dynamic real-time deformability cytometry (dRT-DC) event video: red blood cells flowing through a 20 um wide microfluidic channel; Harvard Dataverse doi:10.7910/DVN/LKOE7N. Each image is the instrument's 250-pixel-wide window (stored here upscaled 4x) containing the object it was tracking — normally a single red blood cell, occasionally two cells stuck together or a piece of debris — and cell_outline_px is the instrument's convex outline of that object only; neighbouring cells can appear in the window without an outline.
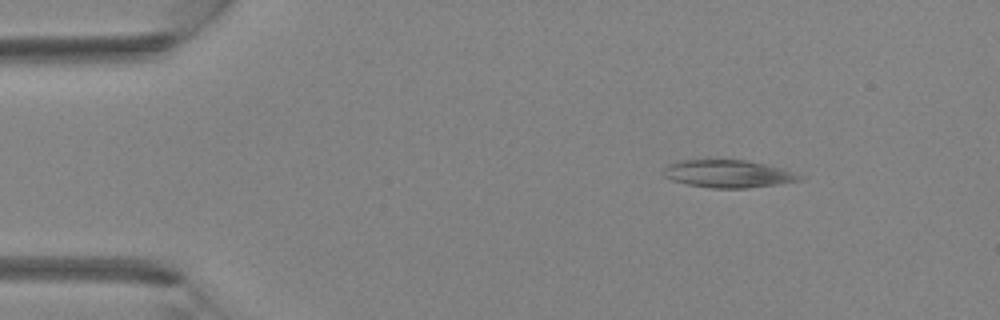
{"species": "Egyptian fruit bat (a non-hibernating species)", "species_latin": "Rousettus aegyptiacus", "temperature_condition": "room temperature", "stored_images_in_passage": 40, "camera_frame_rate_fps": 3000, "um_per_image_px": 0.085, "animal": {"sex": "female"}, "frame": {"image": 1, "passage_image": 6, "time_ms": 1.667, "image_size_px": [1000, 320], "cell_outline_px": [[804, 180], [748, 188], [712, 188], [688, 184], [672, 180], [664, 176], [660, 172], [668, 164], [676, 160], [704, 156], [748, 160], [784, 168], [804, 176]], "centroid_in_image_um": [61.83, 14.71], "position_along_channel_um": 23.2, "area_um2": 23.18}}
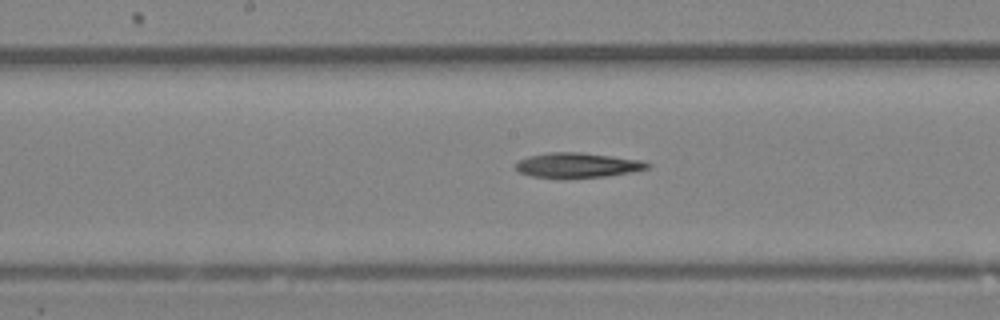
{"frame": {"image": 2, "passage_image": 21, "time_ms": 6.667, "image_size_px": [1000, 320], "cell_outline_px": [[652, 164], [648, 168], [632, 172], [608, 176], [560, 180], [532, 176], [520, 172], [516, 168], [516, 164], [520, 160], [528, 156], [548, 152], [580, 152], [612, 156], [640, 160]], "centroid_in_image_um": [49.07, 14.07], "position_along_channel_um": 199.1, "area_um2": 19.54}}
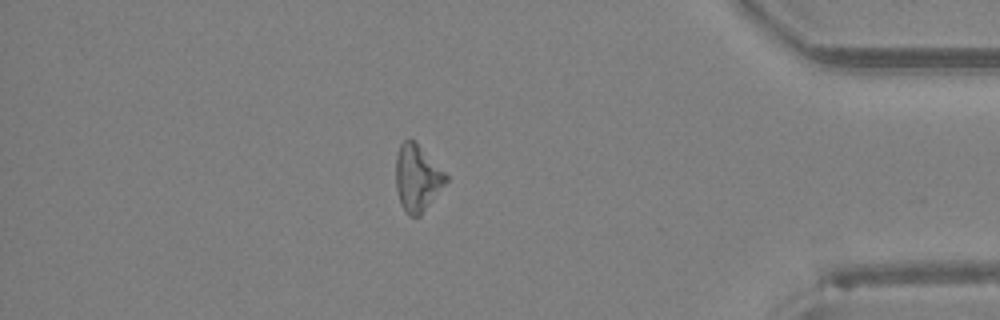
{"frame": {"image": 3, "passage_image": 35, "time_ms": 11.333, "image_size_px": [1000, 320], "cell_outline_px": [[448, 180], [420, 216], [408, 216], [400, 204], [396, 188], [396, 156], [400, 144], [404, 140], [416, 140], [448, 176]], "centroid_in_image_um": [35.45, 15.12], "position_along_channel_um": 399.7, "area_um2": 19.48}}